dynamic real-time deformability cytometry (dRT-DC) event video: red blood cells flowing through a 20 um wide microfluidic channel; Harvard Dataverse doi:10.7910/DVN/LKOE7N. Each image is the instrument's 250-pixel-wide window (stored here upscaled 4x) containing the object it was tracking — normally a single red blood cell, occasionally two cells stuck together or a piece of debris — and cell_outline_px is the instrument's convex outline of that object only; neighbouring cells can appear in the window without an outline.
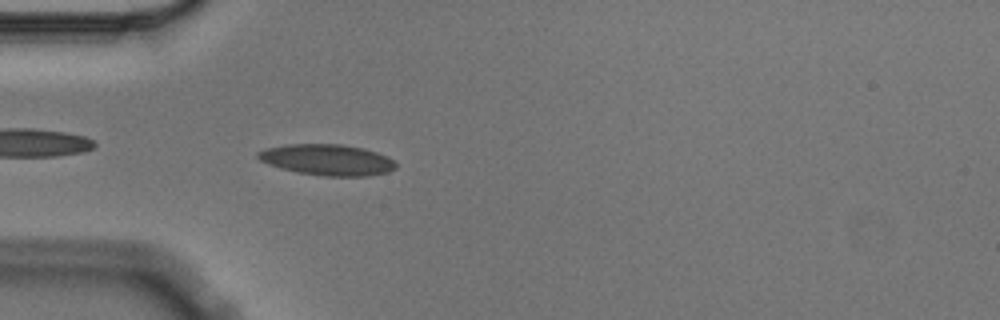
{"species": "Egyptian fruit bat (a non-hibernating species)", "species_latin": "Rousettus aegyptiacus", "temperature_condition": "cold", "stored_images_in_passage": 3, "camera_frame_rate_fps": 3000, "um_per_image_px": 0.085, "animal": {"sex": "male"}, "frame": {"image": 1, "passage_image": 3, "time_ms": 0.667, "image_size_px": [1000, 320], "cell_outline_px": [[396, 168], [388, 172], [368, 176], [324, 176], [296, 172], [280, 168], [268, 164], [260, 160], [256, 156], [256, 152], [264, 148], [288, 144], [340, 144], [364, 148], [388, 156], [396, 164]], "centroid_in_image_um": [27.8, 13.58], "position_along_channel_um": 57.2, "area_um2": 25.09}}